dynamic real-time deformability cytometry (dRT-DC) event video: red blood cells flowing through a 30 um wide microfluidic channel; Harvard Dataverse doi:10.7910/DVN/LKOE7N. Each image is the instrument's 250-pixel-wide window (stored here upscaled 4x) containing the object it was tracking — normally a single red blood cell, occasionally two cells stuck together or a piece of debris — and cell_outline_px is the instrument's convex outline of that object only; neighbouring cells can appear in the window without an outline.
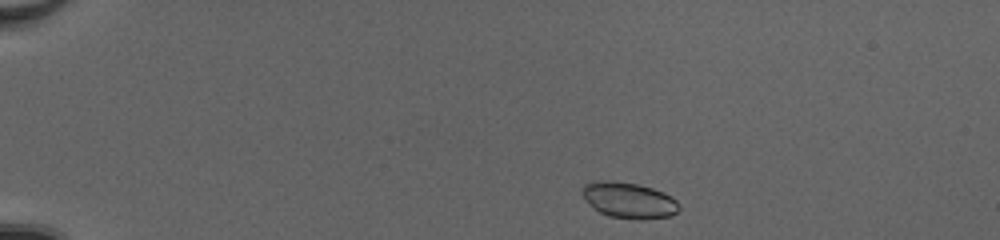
{"species": "common noctule bat (a hibernating species)", "species_latin": "Nyctalus noctula", "temperature_condition": "cold", "stored_images_in_passage": 43, "camera_frame_rate_fps": 3000, "um_per_image_px": 0.085, "animal": {"sex": "female", "body_mass_g": 20.0, "forearm_length_mm": 54.0}, "frame": {"image": 1, "passage_image": 2, "time_ms": 0.333, "image_size_px": [1000, 240], "cell_outline_px": [[680, 208], [672, 216], [640, 220], [636, 220], [608, 216], [600, 212], [580, 192], [580, 188], [584, 184], [596, 180], [600, 180], [636, 184], [652, 188], [664, 192], [672, 196], [680, 204]], "centroid_in_image_um": [53.49, 17.03], "position_along_channel_um": 31.5, "area_um2": 20.23}}
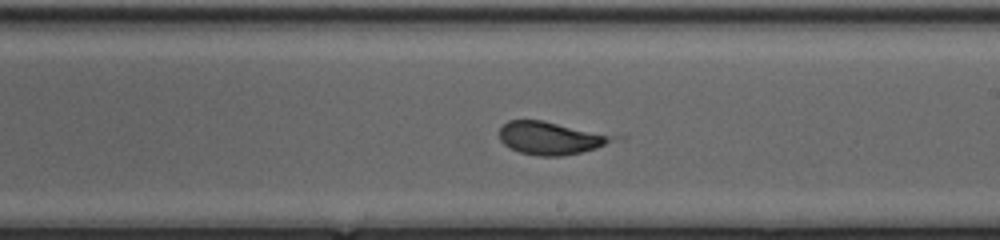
{"frame": {"image": 2, "passage_image": 24, "time_ms": 7.667, "image_size_px": [1000, 240], "cell_outline_px": [[628, 136], [624, 140], [596, 148], [580, 152], [560, 156], [540, 156], [520, 152], [504, 144], [500, 140], [500, 128], [508, 120], [544, 120]], "centroid_in_image_um": [47.03, 11.71], "position_along_channel_um": 242.0, "area_um2": 22.66}}
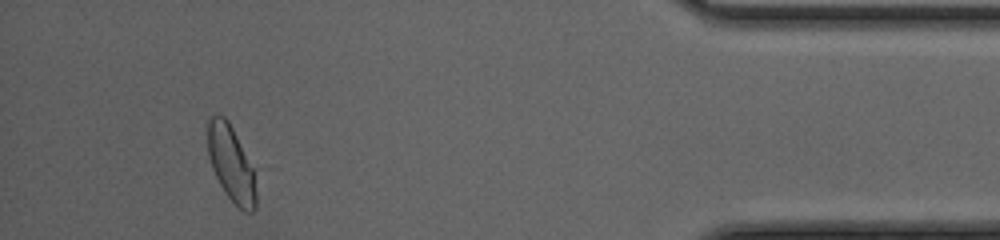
{"frame": {"image": 3, "passage_image": 40, "time_ms": 13.0, "image_size_px": [1000, 240], "cell_outline_px": [[256, 208], [252, 212], [244, 212], [228, 196], [220, 184], [212, 168], [208, 156], [208, 120], [216, 112], [224, 116], [228, 120], [252, 168], [256, 192]], "centroid_in_image_um": [19.62, 13.9], "position_along_channel_um": 415.6, "area_um2": 20.87}}